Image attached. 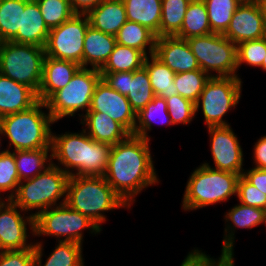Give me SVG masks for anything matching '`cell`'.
Here are the masks:
<instances>
[{
    "label": "cell",
    "mask_w": 266,
    "mask_h": 266,
    "mask_svg": "<svg viewBox=\"0 0 266 266\" xmlns=\"http://www.w3.org/2000/svg\"><path fill=\"white\" fill-rule=\"evenodd\" d=\"M149 143L150 140L130 135L110 150L103 177L129 207L143 189L159 183Z\"/></svg>",
    "instance_id": "6da1fadb"
},
{
    "label": "cell",
    "mask_w": 266,
    "mask_h": 266,
    "mask_svg": "<svg viewBox=\"0 0 266 266\" xmlns=\"http://www.w3.org/2000/svg\"><path fill=\"white\" fill-rule=\"evenodd\" d=\"M111 147L107 143L96 142L84 129L80 133L57 135L52 132V159L58 160V165L52 164L69 176H104Z\"/></svg>",
    "instance_id": "7a4b0ae2"
},
{
    "label": "cell",
    "mask_w": 266,
    "mask_h": 266,
    "mask_svg": "<svg viewBox=\"0 0 266 266\" xmlns=\"http://www.w3.org/2000/svg\"><path fill=\"white\" fill-rule=\"evenodd\" d=\"M71 209L88 216L100 228L105 212L131 208L112 189L103 176H69L66 202Z\"/></svg>",
    "instance_id": "3957f363"
},
{
    "label": "cell",
    "mask_w": 266,
    "mask_h": 266,
    "mask_svg": "<svg viewBox=\"0 0 266 266\" xmlns=\"http://www.w3.org/2000/svg\"><path fill=\"white\" fill-rule=\"evenodd\" d=\"M45 102L38 101L31 108L9 114L0 118L3 136L9 139L8 151L14 150L51 149L52 131L54 124Z\"/></svg>",
    "instance_id": "277c9868"
},
{
    "label": "cell",
    "mask_w": 266,
    "mask_h": 266,
    "mask_svg": "<svg viewBox=\"0 0 266 266\" xmlns=\"http://www.w3.org/2000/svg\"><path fill=\"white\" fill-rule=\"evenodd\" d=\"M240 174L216 170L201 164L189 176L182 200L184 211L216 205L237 195Z\"/></svg>",
    "instance_id": "5b68a950"
},
{
    "label": "cell",
    "mask_w": 266,
    "mask_h": 266,
    "mask_svg": "<svg viewBox=\"0 0 266 266\" xmlns=\"http://www.w3.org/2000/svg\"><path fill=\"white\" fill-rule=\"evenodd\" d=\"M68 180L69 175L52 164L34 178L20 181L11 200L24 213L36 209L31 213L35 217L50 207L65 204Z\"/></svg>",
    "instance_id": "8992f818"
},
{
    "label": "cell",
    "mask_w": 266,
    "mask_h": 266,
    "mask_svg": "<svg viewBox=\"0 0 266 266\" xmlns=\"http://www.w3.org/2000/svg\"><path fill=\"white\" fill-rule=\"evenodd\" d=\"M102 79L99 69L80 67L64 88L54 92L46 101L47 111L54 122L67 116H75L80 110L85 114L91 107L96 85Z\"/></svg>",
    "instance_id": "52a82bcc"
},
{
    "label": "cell",
    "mask_w": 266,
    "mask_h": 266,
    "mask_svg": "<svg viewBox=\"0 0 266 266\" xmlns=\"http://www.w3.org/2000/svg\"><path fill=\"white\" fill-rule=\"evenodd\" d=\"M86 229L95 235L102 231L88 216L71 209L66 203L50 207L34 217V236L56 237L58 242L83 244L82 230Z\"/></svg>",
    "instance_id": "ba28073f"
},
{
    "label": "cell",
    "mask_w": 266,
    "mask_h": 266,
    "mask_svg": "<svg viewBox=\"0 0 266 266\" xmlns=\"http://www.w3.org/2000/svg\"><path fill=\"white\" fill-rule=\"evenodd\" d=\"M45 50L31 44L4 42L0 52V74L32 88H40Z\"/></svg>",
    "instance_id": "9c48e42d"
},
{
    "label": "cell",
    "mask_w": 266,
    "mask_h": 266,
    "mask_svg": "<svg viewBox=\"0 0 266 266\" xmlns=\"http://www.w3.org/2000/svg\"><path fill=\"white\" fill-rule=\"evenodd\" d=\"M186 40L200 69L210 77H239L237 45L223 34L210 33ZM212 71L217 74H212Z\"/></svg>",
    "instance_id": "30bf717a"
},
{
    "label": "cell",
    "mask_w": 266,
    "mask_h": 266,
    "mask_svg": "<svg viewBox=\"0 0 266 266\" xmlns=\"http://www.w3.org/2000/svg\"><path fill=\"white\" fill-rule=\"evenodd\" d=\"M240 77H211L195 103V114L202 108L208 127L229 126L225 114L239 103L242 92Z\"/></svg>",
    "instance_id": "8fae6325"
},
{
    "label": "cell",
    "mask_w": 266,
    "mask_h": 266,
    "mask_svg": "<svg viewBox=\"0 0 266 266\" xmlns=\"http://www.w3.org/2000/svg\"><path fill=\"white\" fill-rule=\"evenodd\" d=\"M89 25L86 14H75L60 26L51 28L44 47L45 55L70 60L83 67L84 39Z\"/></svg>",
    "instance_id": "7c38bea8"
},
{
    "label": "cell",
    "mask_w": 266,
    "mask_h": 266,
    "mask_svg": "<svg viewBox=\"0 0 266 266\" xmlns=\"http://www.w3.org/2000/svg\"><path fill=\"white\" fill-rule=\"evenodd\" d=\"M3 199L0 200V251L34 248V241L27 242L30 236L27 225L34 236V216L21 215L24 211L11 199Z\"/></svg>",
    "instance_id": "4fadbf2b"
},
{
    "label": "cell",
    "mask_w": 266,
    "mask_h": 266,
    "mask_svg": "<svg viewBox=\"0 0 266 266\" xmlns=\"http://www.w3.org/2000/svg\"><path fill=\"white\" fill-rule=\"evenodd\" d=\"M207 130L210 135V150L214 167L207 162L203 164L212 169L242 175L244 154L238 137L231 126L208 127Z\"/></svg>",
    "instance_id": "5bb4252c"
},
{
    "label": "cell",
    "mask_w": 266,
    "mask_h": 266,
    "mask_svg": "<svg viewBox=\"0 0 266 266\" xmlns=\"http://www.w3.org/2000/svg\"><path fill=\"white\" fill-rule=\"evenodd\" d=\"M89 111L107 114L134 135L136 113L126 96L111 88L103 79L96 85Z\"/></svg>",
    "instance_id": "9a60e30c"
},
{
    "label": "cell",
    "mask_w": 266,
    "mask_h": 266,
    "mask_svg": "<svg viewBox=\"0 0 266 266\" xmlns=\"http://www.w3.org/2000/svg\"><path fill=\"white\" fill-rule=\"evenodd\" d=\"M223 35L236 45L266 36V25L256 1H242L238 5Z\"/></svg>",
    "instance_id": "2e32d148"
},
{
    "label": "cell",
    "mask_w": 266,
    "mask_h": 266,
    "mask_svg": "<svg viewBox=\"0 0 266 266\" xmlns=\"http://www.w3.org/2000/svg\"><path fill=\"white\" fill-rule=\"evenodd\" d=\"M154 55L174 73L200 69L186 39L176 36L157 37Z\"/></svg>",
    "instance_id": "e0dca14e"
},
{
    "label": "cell",
    "mask_w": 266,
    "mask_h": 266,
    "mask_svg": "<svg viewBox=\"0 0 266 266\" xmlns=\"http://www.w3.org/2000/svg\"><path fill=\"white\" fill-rule=\"evenodd\" d=\"M227 222L224 239L222 241L221 254H234V235L236 228L252 229L255 226L264 224L266 210L256 207L246 206L239 202L224 215ZM231 222V223H230Z\"/></svg>",
    "instance_id": "ac0fdd59"
},
{
    "label": "cell",
    "mask_w": 266,
    "mask_h": 266,
    "mask_svg": "<svg viewBox=\"0 0 266 266\" xmlns=\"http://www.w3.org/2000/svg\"><path fill=\"white\" fill-rule=\"evenodd\" d=\"M81 66L70 60H59L45 56L38 100L45 102L54 92L69 84Z\"/></svg>",
    "instance_id": "d6986e66"
},
{
    "label": "cell",
    "mask_w": 266,
    "mask_h": 266,
    "mask_svg": "<svg viewBox=\"0 0 266 266\" xmlns=\"http://www.w3.org/2000/svg\"><path fill=\"white\" fill-rule=\"evenodd\" d=\"M38 101L32 88L0 74V118L27 110Z\"/></svg>",
    "instance_id": "ffe728a7"
},
{
    "label": "cell",
    "mask_w": 266,
    "mask_h": 266,
    "mask_svg": "<svg viewBox=\"0 0 266 266\" xmlns=\"http://www.w3.org/2000/svg\"><path fill=\"white\" fill-rule=\"evenodd\" d=\"M78 115L82 116L80 123L86 125L83 129L96 142L113 146L131 135L120 123L105 113L88 111L86 114Z\"/></svg>",
    "instance_id": "44dd1931"
},
{
    "label": "cell",
    "mask_w": 266,
    "mask_h": 266,
    "mask_svg": "<svg viewBox=\"0 0 266 266\" xmlns=\"http://www.w3.org/2000/svg\"><path fill=\"white\" fill-rule=\"evenodd\" d=\"M49 32L50 29L44 22L38 3L36 1L25 0L21 30H18L17 35L11 41L44 48Z\"/></svg>",
    "instance_id": "7402d4cb"
},
{
    "label": "cell",
    "mask_w": 266,
    "mask_h": 266,
    "mask_svg": "<svg viewBox=\"0 0 266 266\" xmlns=\"http://www.w3.org/2000/svg\"><path fill=\"white\" fill-rule=\"evenodd\" d=\"M86 15L93 28L113 36L128 21L123 0H103Z\"/></svg>",
    "instance_id": "603a6c76"
},
{
    "label": "cell",
    "mask_w": 266,
    "mask_h": 266,
    "mask_svg": "<svg viewBox=\"0 0 266 266\" xmlns=\"http://www.w3.org/2000/svg\"><path fill=\"white\" fill-rule=\"evenodd\" d=\"M116 37L88 26L83 49V67L101 69L116 46Z\"/></svg>",
    "instance_id": "cb8c5ba5"
},
{
    "label": "cell",
    "mask_w": 266,
    "mask_h": 266,
    "mask_svg": "<svg viewBox=\"0 0 266 266\" xmlns=\"http://www.w3.org/2000/svg\"><path fill=\"white\" fill-rule=\"evenodd\" d=\"M43 245L41 242L34 243V266H85L82 244L59 241L45 264H42Z\"/></svg>",
    "instance_id": "d4e9b609"
},
{
    "label": "cell",
    "mask_w": 266,
    "mask_h": 266,
    "mask_svg": "<svg viewBox=\"0 0 266 266\" xmlns=\"http://www.w3.org/2000/svg\"><path fill=\"white\" fill-rule=\"evenodd\" d=\"M127 20L147 27L159 37L162 0H123Z\"/></svg>",
    "instance_id": "484cf974"
},
{
    "label": "cell",
    "mask_w": 266,
    "mask_h": 266,
    "mask_svg": "<svg viewBox=\"0 0 266 266\" xmlns=\"http://www.w3.org/2000/svg\"><path fill=\"white\" fill-rule=\"evenodd\" d=\"M12 152L14 153L20 181L34 178L50 167L53 162L52 149L18 150Z\"/></svg>",
    "instance_id": "4316f807"
},
{
    "label": "cell",
    "mask_w": 266,
    "mask_h": 266,
    "mask_svg": "<svg viewBox=\"0 0 266 266\" xmlns=\"http://www.w3.org/2000/svg\"><path fill=\"white\" fill-rule=\"evenodd\" d=\"M144 67L155 96L166 99L178 94L174 84L175 73L154 54L146 57Z\"/></svg>",
    "instance_id": "83f0119b"
},
{
    "label": "cell",
    "mask_w": 266,
    "mask_h": 266,
    "mask_svg": "<svg viewBox=\"0 0 266 266\" xmlns=\"http://www.w3.org/2000/svg\"><path fill=\"white\" fill-rule=\"evenodd\" d=\"M115 37L116 42L120 45L138 49L146 56L154 54L157 37L152 31L141 24L127 21L119 29Z\"/></svg>",
    "instance_id": "f1b7e54d"
},
{
    "label": "cell",
    "mask_w": 266,
    "mask_h": 266,
    "mask_svg": "<svg viewBox=\"0 0 266 266\" xmlns=\"http://www.w3.org/2000/svg\"><path fill=\"white\" fill-rule=\"evenodd\" d=\"M157 119L161 120L158 121ZM153 122L173 125L168 114L166 100L162 97L155 96L152 101H150L139 113L136 114L134 135L150 140L148 132L152 130Z\"/></svg>",
    "instance_id": "f546056e"
},
{
    "label": "cell",
    "mask_w": 266,
    "mask_h": 266,
    "mask_svg": "<svg viewBox=\"0 0 266 266\" xmlns=\"http://www.w3.org/2000/svg\"><path fill=\"white\" fill-rule=\"evenodd\" d=\"M212 33L208 20V12L203 0H193L189 3L181 26L176 37L188 39Z\"/></svg>",
    "instance_id": "4dcf8cb0"
},
{
    "label": "cell",
    "mask_w": 266,
    "mask_h": 266,
    "mask_svg": "<svg viewBox=\"0 0 266 266\" xmlns=\"http://www.w3.org/2000/svg\"><path fill=\"white\" fill-rule=\"evenodd\" d=\"M146 57L138 49L117 43L100 73L133 72L144 66Z\"/></svg>",
    "instance_id": "1f68e13d"
},
{
    "label": "cell",
    "mask_w": 266,
    "mask_h": 266,
    "mask_svg": "<svg viewBox=\"0 0 266 266\" xmlns=\"http://www.w3.org/2000/svg\"><path fill=\"white\" fill-rule=\"evenodd\" d=\"M154 97L155 94L146 68L143 66L133 71L132 79H129L128 94L126 96L133 111L136 114L139 113Z\"/></svg>",
    "instance_id": "d6a6232c"
},
{
    "label": "cell",
    "mask_w": 266,
    "mask_h": 266,
    "mask_svg": "<svg viewBox=\"0 0 266 266\" xmlns=\"http://www.w3.org/2000/svg\"><path fill=\"white\" fill-rule=\"evenodd\" d=\"M25 0H0V36L4 42L11 41L21 30Z\"/></svg>",
    "instance_id": "836d02e7"
},
{
    "label": "cell",
    "mask_w": 266,
    "mask_h": 266,
    "mask_svg": "<svg viewBox=\"0 0 266 266\" xmlns=\"http://www.w3.org/2000/svg\"><path fill=\"white\" fill-rule=\"evenodd\" d=\"M191 0H162L159 37L176 36Z\"/></svg>",
    "instance_id": "e575fe53"
},
{
    "label": "cell",
    "mask_w": 266,
    "mask_h": 266,
    "mask_svg": "<svg viewBox=\"0 0 266 266\" xmlns=\"http://www.w3.org/2000/svg\"><path fill=\"white\" fill-rule=\"evenodd\" d=\"M212 33L224 34L241 0H203Z\"/></svg>",
    "instance_id": "d590c367"
},
{
    "label": "cell",
    "mask_w": 266,
    "mask_h": 266,
    "mask_svg": "<svg viewBox=\"0 0 266 266\" xmlns=\"http://www.w3.org/2000/svg\"><path fill=\"white\" fill-rule=\"evenodd\" d=\"M210 78L203 70L196 69L188 72L175 73L174 84L180 96L196 103L205 84Z\"/></svg>",
    "instance_id": "8d00e7d4"
},
{
    "label": "cell",
    "mask_w": 266,
    "mask_h": 266,
    "mask_svg": "<svg viewBox=\"0 0 266 266\" xmlns=\"http://www.w3.org/2000/svg\"><path fill=\"white\" fill-rule=\"evenodd\" d=\"M36 2L49 29L60 26L76 14L69 0H38Z\"/></svg>",
    "instance_id": "74e56055"
},
{
    "label": "cell",
    "mask_w": 266,
    "mask_h": 266,
    "mask_svg": "<svg viewBox=\"0 0 266 266\" xmlns=\"http://www.w3.org/2000/svg\"><path fill=\"white\" fill-rule=\"evenodd\" d=\"M20 179L17 173L14 153L6 151L0 155V200L2 199L1 192L9 191L6 199H11L18 189Z\"/></svg>",
    "instance_id": "f35d334b"
},
{
    "label": "cell",
    "mask_w": 266,
    "mask_h": 266,
    "mask_svg": "<svg viewBox=\"0 0 266 266\" xmlns=\"http://www.w3.org/2000/svg\"><path fill=\"white\" fill-rule=\"evenodd\" d=\"M266 56V36L257 40H248L237 45V66L239 70L243 63L247 66L260 67Z\"/></svg>",
    "instance_id": "ab89813d"
},
{
    "label": "cell",
    "mask_w": 266,
    "mask_h": 266,
    "mask_svg": "<svg viewBox=\"0 0 266 266\" xmlns=\"http://www.w3.org/2000/svg\"><path fill=\"white\" fill-rule=\"evenodd\" d=\"M168 114L173 125H188L195 117V103L180 96L174 95L166 98Z\"/></svg>",
    "instance_id": "60d3db41"
},
{
    "label": "cell",
    "mask_w": 266,
    "mask_h": 266,
    "mask_svg": "<svg viewBox=\"0 0 266 266\" xmlns=\"http://www.w3.org/2000/svg\"><path fill=\"white\" fill-rule=\"evenodd\" d=\"M236 197L243 205L266 210V195L250 184L242 175L238 180Z\"/></svg>",
    "instance_id": "b9f144b4"
},
{
    "label": "cell",
    "mask_w": 266,
    "mask_h": 266,
    "mask_svg": "<svg viewBox=\"0 0 266 266\" xmlns=\"http://www.w3.org/2000/svg\"><path fill=\"white\" fill-rule=\"evenodd\" d=\"M0 266H34V248L0 251Z\"/></svg>",
    "instance_id": "7bdbcfd3"
},
{
    "label": "cell",
    "mask_w": 266,
    "mask_h": 266,
    "mask_svg": "<svg viewBox=\"0 0 266 266\" xmlns=\"http://www.w3.org/2000/svg\"><path fill=\"white\" fill-rule=\"evenodd\" d=\"M102 79L114 90L127 96L129 79H132V72L100 73Z\"/></svg>",
    "instance_id": "ee69618b"
},
{
    "label": "cell",
    "mask_w": 266,
    "mask_h": 266,
    "mask_svg": "<svg viewBox=\"0 0 266 266\" xmlns=\"http://www.w3.org/2000/svg\"><path fill=\"white\" fill-rule=\"evenodd\" d=\"M242 176L255 188L266 195V169L250 168L244 170Z\"/></svg>",
    "instance_id": "f6af8a7d"
},
{
    "label": "cell",
    "mask_w": 266,
    "mask_h": 266,
    "mask_svg": "<svg viewBox=\"0 0 266 266\" xmlns=\"http://www.w3.org/2000/svg\"><path fill=\"white\" fill-rule=\"evenodd\" d=\"M253 147L254 167L266 169V135L260 137Z\"/></svg>",
    "instance_id": "bcb514c9"
},
{
    "label": "cell",
    "mask_w": 266,
    "mask_h": 266,
    "mask_svg": "<svg viewBox=\"0 0 266 266\" xmlns=\"http://www.w3.org/2000/svg\"><path fill=\"white\" fill-rule=\"evenodd\" d=\"M73 11L76 14H87L103 0H69Z\"/></svg>",
    "instance_id": "7dc6e473"
},
{
    "label": "cell",
    "mask_w": 266,
    "mask_h": 266,
    "mask_svg": "<svg viewBox=\"0 0 266 266\" xmlns=\"http://www.w3.org/2000/svg\"><path fill=\"white\" fill-rule=\"evenodd\" d=\"M180 266H205V252L194 248L188 253Z\"/></svg>",
    "instance_id": "c3c4849f"
},
{
    "label": "cell",
    "mask_w": 266,
    "mask_h": 266,
    "mask_svg": "<svg viewBox=\"0 0 266 266\" xmlns=\"http://www.w3.org/2000/svg\"><path fill=\"white\" fill-rule=\"evenodd\" d=\"M234 262V254H221L218 259L205 254V266H235Z\"/></svg>",
    "instance_id": "681fc988"
},
{
    "label": "cell",
    "mask_w": 266,
    "mask_h": 266,
    "mask_svg": "<svg viewBox=\"0 0 266 266\" xmlns=\"http://www.w3.org/2000/svg\"><path fill=\"white\" fill-rule=\"evenodd\" d=\"M255 1L259 6L261 15H262V17L264 19V23L266 25V0H255Z\"/></svg>",
    "instance_id": "f907efd6"
},
{
    "label": "cell",
    "mask_w": 266,
    "mask_h": 266,
    "mask_svg": "<svg viewBox=\"0 0 266 266\" xmlns=\"http://www.w3.org/2000/svg\"><path fill=\"white\" fill-rule=\"evenodd\" d=\"M0 135H1V137H2V135H3V130H2V127H1V125H0ZM1 137H0V145H2L1 144ZM0 148H1V146H0ZM1 150V149H0ZM7 151V148H6V150L4 149L3 151L1 150L0 151V155H2V154H4L5 152Z\"/></svg>",
    "instance_id": "816d5d0a"
},
{
    "label": "cell",
    "mask_w": 266,
    "mask_h": 266,
    "mask_svg": "<svg viewBox=\"0 0 266 266\" xmlns=\"http://www.w3.org/2000/svg\"><path fill=\"white\" fill-rule=\"evenodd\" d=\"M261 69H263L264 71H266V56L263 60V63H262V66H261Z\"/></svg>",
    "instance_id": "f5cc1de1"
},
{
    "label": "cell",
    "mask_w": 266,
    "mask_h": 266,
    "mask_svg": "<svg viewBox=\"0 0 266 266\" xmlns=\"http://www.w3.org/2000/svg\"><path fill=\"white\" fill-rule=\"evenodd\" d=\"M3 43H4V41H3V39L0 36V52H1V48H2Z\"/></svg>",
    "instance_id": "db71d44e"
}]
</instances>
